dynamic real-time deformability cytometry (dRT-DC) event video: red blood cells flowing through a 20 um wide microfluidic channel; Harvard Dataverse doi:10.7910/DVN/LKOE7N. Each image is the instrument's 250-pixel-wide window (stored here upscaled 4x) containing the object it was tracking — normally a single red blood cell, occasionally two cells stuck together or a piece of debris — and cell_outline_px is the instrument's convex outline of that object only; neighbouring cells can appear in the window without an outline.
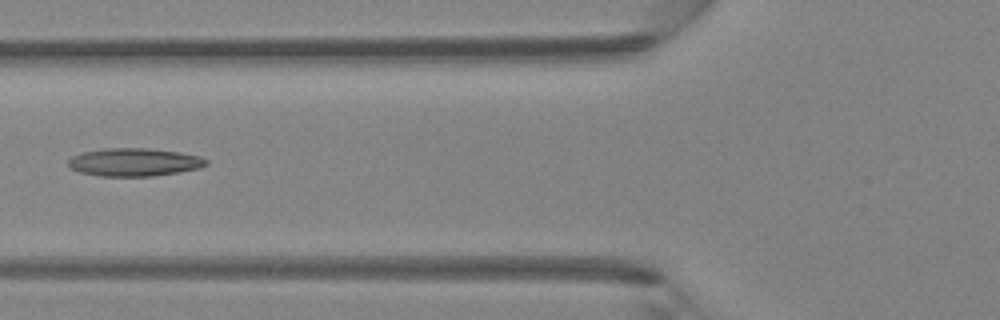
{"species": "Egyptian fruit bat (a non-hibernating species)", "species_latin": "Rousettus aegyptiacus", "temperature_condition": "room temperature", "stored_images_in_passage": 20, "camera_frame_rate_fps": 3000, "um_per_image_px": 0.085, "animal": {"sex": "female"}, "frame": {"image": 1, "passage_image": 17, "time_ms": 5.333, "image_size_px": [1000, 320], "cell_outline_px": [[208, 164], [200, 168], [180, 172], [152, 176], [100, 176], [80, 172], [72, 168], [68, 164], [68, 160], [72, 156], [84, 152], [104, 148], [148, 148], [180, 152], [200, 156], [208, 160]], "centroid_in_image_um": [11.45, 13.78], "position_along_channel_um": 114.4, "area_um2": 22.54}}